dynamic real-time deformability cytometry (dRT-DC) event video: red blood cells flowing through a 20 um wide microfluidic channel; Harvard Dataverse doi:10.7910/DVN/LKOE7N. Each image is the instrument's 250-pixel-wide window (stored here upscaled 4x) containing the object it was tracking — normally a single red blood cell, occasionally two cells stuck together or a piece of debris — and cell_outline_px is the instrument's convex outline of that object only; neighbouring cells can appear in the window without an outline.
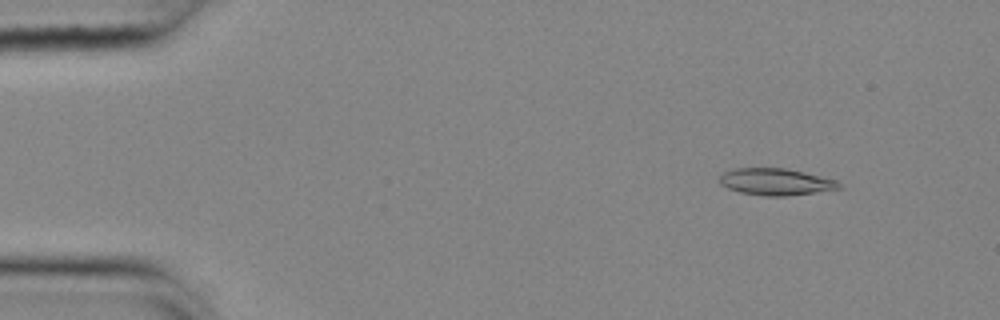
{"species": "common noctule bat (a hibernating species)", "species_latin": "Nyctalus noctula", "temperature_condition": "cold", "stored_images_in_passage": 52, "camera_frame_rate_fps": 3000, "um_per_image_px": 0.085, "animal": {"sex": "female", "body_mass_g": 25.1}, "frame": {"image": 1, "passage_image": 6, "time_ms": 1.667, "image_size_px": [1000, 320], "cell_outline_px": [[844, 188], [784, 196], [764, 196], [740, 192], [728, 188], [720, 184], [720, 176], [724, 172], [736, 168], [784, 168], [836, 180]], "centroid_in_image_um": [65.92, 15.46], "position_along_channel_um": 19.1, "area_um2": 18.38}}
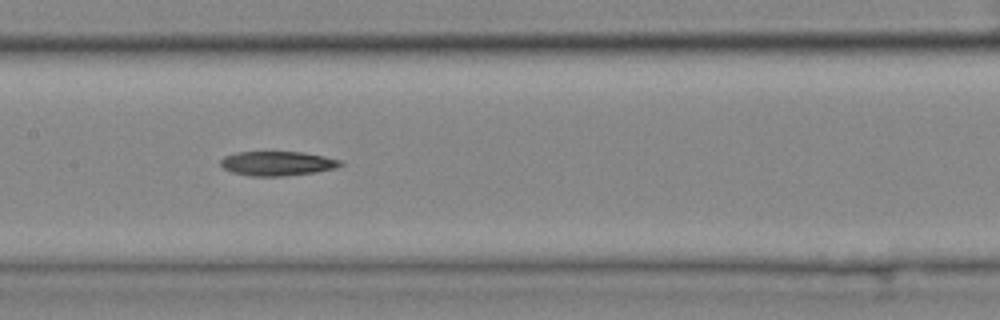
{"frame": {"image": 2, "passage_image": 27, "time_ms": 8.667, "image_size_px": [1000, 320], "cell_outline_px": [[344, 164], [336, 168], [316, 172], [284, 176], [252, 176], [232, 172], [224, 168], [220, 164], [220, 160], [224, 156], [236, 152], [304, 152], [344, 160]], "centroid_in_image_um": [23.62, 13.89], "position_along_channel_um": 183.8, "area_um2": 17.17}}
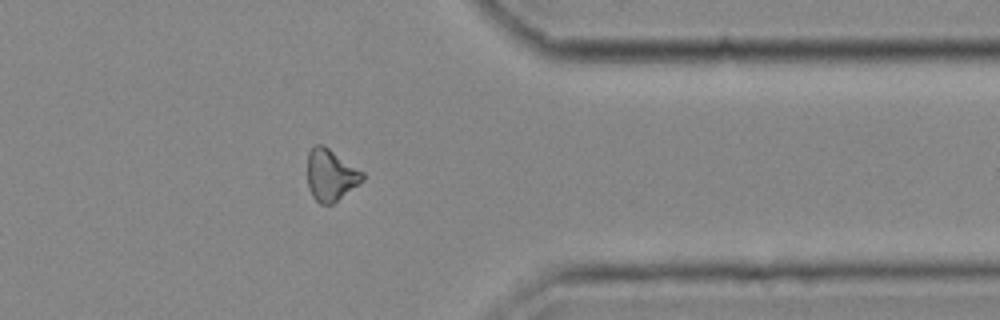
{"frame": {"image": 3, "passage_image": 44, "time_ms": 14.333, "image_size_px": [1000, 320], "cell_outline_px": [[364, 180], [332, 204], [320, 204], [312, 196], [308, 188], [308, 152], [316, 144], [320, 144], [328, 148], [364, 172]], "centroid_in_image_um": [28.11, 14.89], "position_along_channel_um": 383.3, "area_um2": 16.42}}